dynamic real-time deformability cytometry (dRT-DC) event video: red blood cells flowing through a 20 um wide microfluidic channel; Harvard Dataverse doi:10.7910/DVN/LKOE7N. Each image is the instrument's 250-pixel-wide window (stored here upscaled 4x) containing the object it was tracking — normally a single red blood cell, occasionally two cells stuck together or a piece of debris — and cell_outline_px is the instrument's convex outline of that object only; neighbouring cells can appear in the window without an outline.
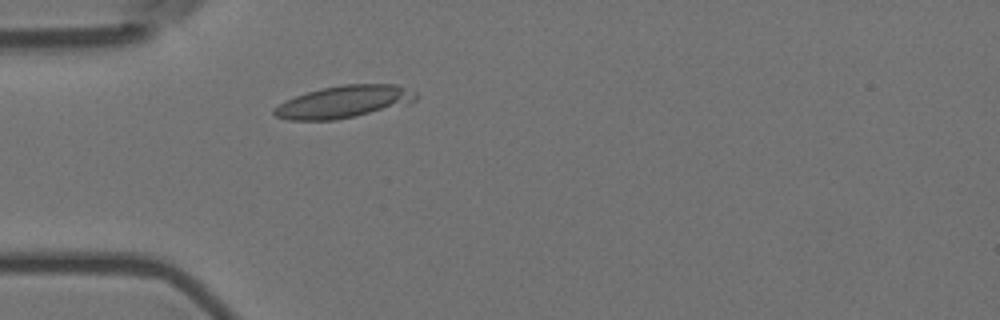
{"species": "Egyptian fruit bat (a non-hibernating species)", "species_latin": "Rousettus aegyptiacus", "temperature_condition": "room temperature", "stored_images_in_passage": 3, "camera_frame_rate_fps": 3000, "um_per_image_px": 0.085, "animal": {"sex": "female"}, "frame": {"image": 1, "passage_image": 2, "time_ms": 0.333, "image_size_px": [1000, 320], "cell_outline_px": [[420, 96], [412, 104], [332, 120], [288, 120], [276, 116], [272, 112], [272, 108], [284, 100], [320, 88], [344, 84], [396, 84], [416, 92]], "centroid_in_image_um": [29.26, 8.64], "position_along_channel_um": 55.7, "area_um2": 26.82}}